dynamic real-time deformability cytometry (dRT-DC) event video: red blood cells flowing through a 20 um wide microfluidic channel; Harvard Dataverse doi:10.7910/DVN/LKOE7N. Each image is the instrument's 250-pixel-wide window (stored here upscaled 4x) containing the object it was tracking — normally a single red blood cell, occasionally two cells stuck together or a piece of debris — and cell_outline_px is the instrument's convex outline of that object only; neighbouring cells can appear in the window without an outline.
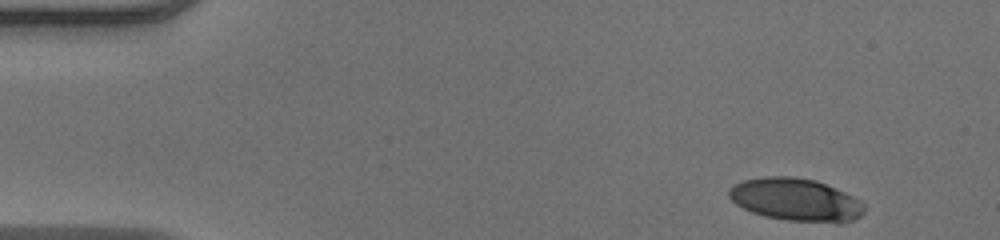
{"species": "human", "species_latin": "Homo sapiens", "temperature_condition": "warm", "stored_images_in_passage": 47, "camera_frame_rate_fps": 3000, "um_per_image_px": 0.085, "donor": {"sex": "male"}, "frame": {"image": 1, "passage_image": 1, "time_ms": 0.0, "image_size_px": [1000, 240], "cell_outline_px": [[864, 212], [860, 216], [852, 220], [840, 224], [836, 224], [788, 220], [764, 216], [752, 212], [736, 204], [728, 196], [728, 188], [732, 184], [744, 180], [764, 176], [792, 176], [816, 180], [844, 192], [860, 200], [864, 204]], "centroid_in_image_um": [67.64, 16.98], "position_along_channel_um": 17.4, "area_um2": 33.99}}
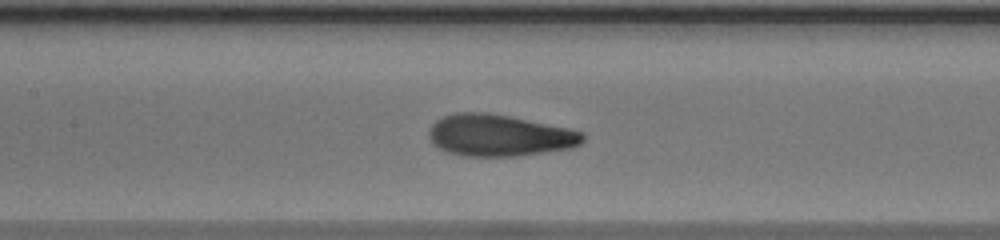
{"frame": {"image": 2, "passage_image": 20, "time_ms": 6.333, "image_size_px": [1000, 240], "cell_outline_px": [[584, 140], [580, 144], [572, 148], [516, 156], [464, 156], [444, 152], [432, 144], [428, 136], [428, 132], [432, 124], [436, 120], [444, 116], [456, 112], [488, 112], [568, 128], [584, 132]], "centroid_in_image_um": [42.4, 11.51], "position_along_channel_um": 165.0, "area_um2": 37.57}}
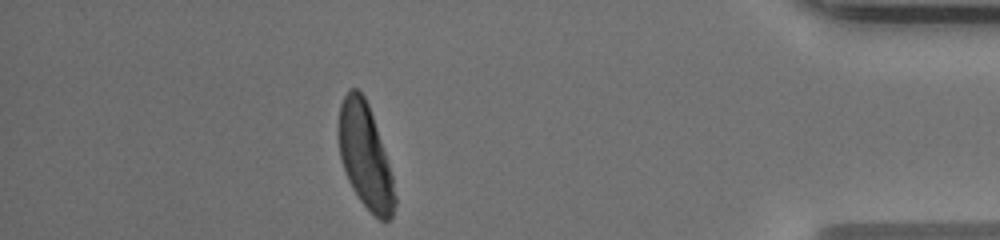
{"frame": {"image": 3, "passage_image": 41, "time_ms": 13.333, "image_size_px": [1000, 240], "cell_outline_px": [[396, 204], [392, 216], [388, 220], [380, 220], [360, 200], [352, 188], [348, 180], [340, 156], [336, 132], [336, 128], [340, 104], [348, 88], [356, 88], [364, 96], [368, 104], [392, 176], [396, 196]], "centroid_in_image_um": [31.0, 13.24], "position_along_channel_um": 404.2, "area_um2": 33.99}, "authors_computed_cell_mechanics": {"area_um2": 36.1828, "velocity_mm_per_s": 4.0577, "shape_relaxation_time_tau1_ms": 4.2922, "shape_relaxation_time_tau2_ms": null, "deformation_change_tau1": 0.2132, "deformation_change_tau2": null}}